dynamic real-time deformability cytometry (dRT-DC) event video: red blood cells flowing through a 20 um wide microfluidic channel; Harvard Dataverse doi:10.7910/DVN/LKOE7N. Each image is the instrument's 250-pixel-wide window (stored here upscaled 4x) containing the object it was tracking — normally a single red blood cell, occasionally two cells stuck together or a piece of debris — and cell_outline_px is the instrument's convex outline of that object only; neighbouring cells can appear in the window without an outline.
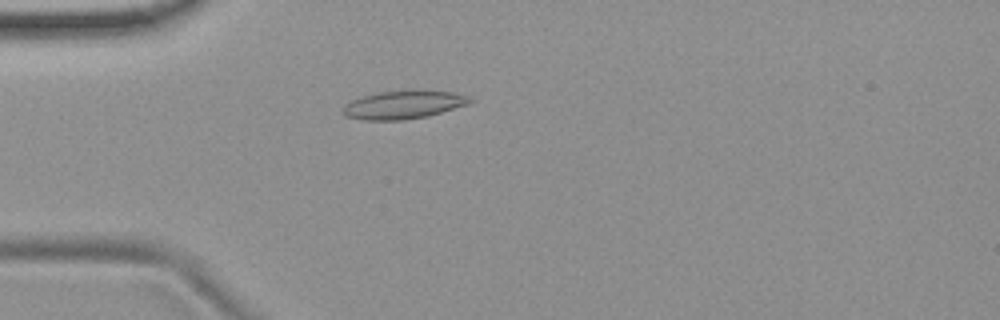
{"species": "common noctule bat (a hibernating species)", "species_latin": "Nyctalus noctula", "temperature_condition": "room temperature", "stored_images_in_passage": 41, "camera_frame_rate_fps": 3000, "um_per_image_px": 0.085, "animal": {"sex": "female", "body_mass_g": 19.9}, "frame": {"image": 1, "passage_image": 2, "time_ms": 0.333, "image_size_px": [1000, 320], "cell_outline_px": [[476, 100], [468, 104], [428, 116], [404, 120], [364, 120], [344, 116], [344, 104], [352, 100], [364, 96], [380, 92], [412, 88], [424, 88], [452, 92], [468, 96]], "centroid_in_image_um": [34.35, 8.87], "position_along_channel_um": 50.6, "area_um2": 21.44}}
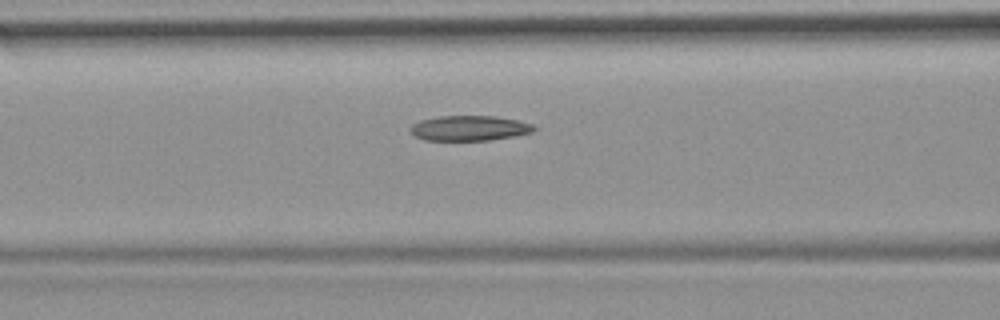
{"frame": {"image": 2, "passage_image": 9, "time_ms": 2.667, "image_size_px": [1000, 320], "cell_outline_px": [[536, 128], [532, 132], [516, 136], [488, 140], [424, 140], [416, 136], [408, 128], [412, 124], [420, 120], [440, 116], [496, 116], [516, 120], [532, 124]], "centroid_in_image_um": [39.89, 10.89], "position_along_channel_um": 126.7, "area_um2": 18.03}}
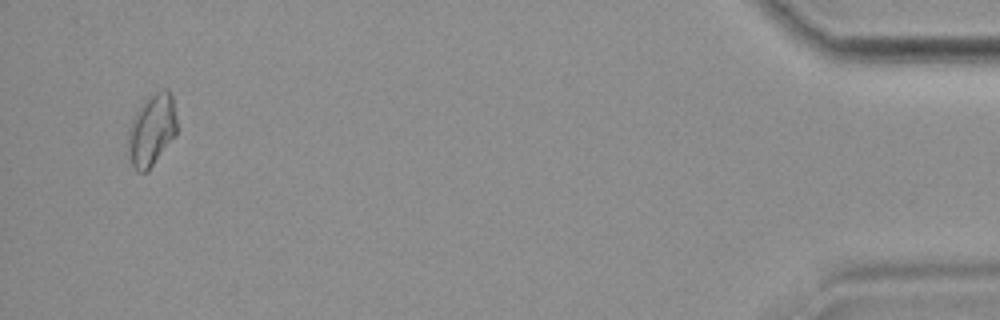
{"frame": {"image": 3, "passage_image": 39, "time_ms": 12.667, "image_size_px": [1000, 320], "cell_outline_px": [[176, 136], [148, 172], [136, 172], [132, 164], [128, 148], [128, 128], [132, 116], [140, 104], [152, 92], [164, 88], [168, 88], [172, 96], [176, 116]], "centroid_in_image_um": [12.89, 11.03], "position_along_channel_um": 422.3, "area_um2": 20.98}, "authors_computed_cell_mechanics": {"area_um2": 18.5538, "velocity_mm_per_s": 3.749, "shape_relaxation_time_tau1_ms": null, "shape_relaxation_time_tau2_ms": 6.6873, "deformation_change_tau1": null, "deformation_change_tau2": 0.1555}}